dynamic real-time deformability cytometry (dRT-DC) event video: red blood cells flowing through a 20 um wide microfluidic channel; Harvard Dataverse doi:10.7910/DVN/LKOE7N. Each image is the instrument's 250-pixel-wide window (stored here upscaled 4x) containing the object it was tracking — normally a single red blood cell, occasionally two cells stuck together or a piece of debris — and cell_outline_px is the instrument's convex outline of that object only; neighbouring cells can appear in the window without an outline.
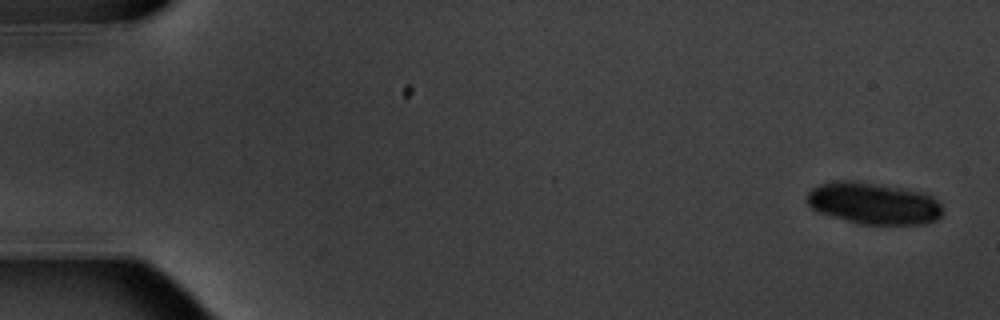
{"species": "common noctule bat (a hibernating species)", "species_latin": "Nyctalus noctula", "temperature_condition": "warm", "stored_images_in_passage": 7, "camera_frame_rate_fps": 3000, "um_per_image_px": 0.085, "animal": {"sex": "male", "body_mass_g": 20.1, "forearm_length_mm": 53.5}, "frame": {"image": 1, "passage_image": 1, "time_ms": 0.0, "image_size_px": [1000, 320], "cell_outline_px": [[944, 212], [936, 220], [924, 224], [860, 224], [832, 216], [820, 212], [812, 208], [808, 204], [808, 192], [812, 188], [820, 184], [836, 180], [856, 180], [880, 184], [920, 192], [932, 196], [944, 208]], "centroid_in_image_um": [74.27, 17.28], "position_along_channel_um": 10.7, "area_um2": 32.95}}